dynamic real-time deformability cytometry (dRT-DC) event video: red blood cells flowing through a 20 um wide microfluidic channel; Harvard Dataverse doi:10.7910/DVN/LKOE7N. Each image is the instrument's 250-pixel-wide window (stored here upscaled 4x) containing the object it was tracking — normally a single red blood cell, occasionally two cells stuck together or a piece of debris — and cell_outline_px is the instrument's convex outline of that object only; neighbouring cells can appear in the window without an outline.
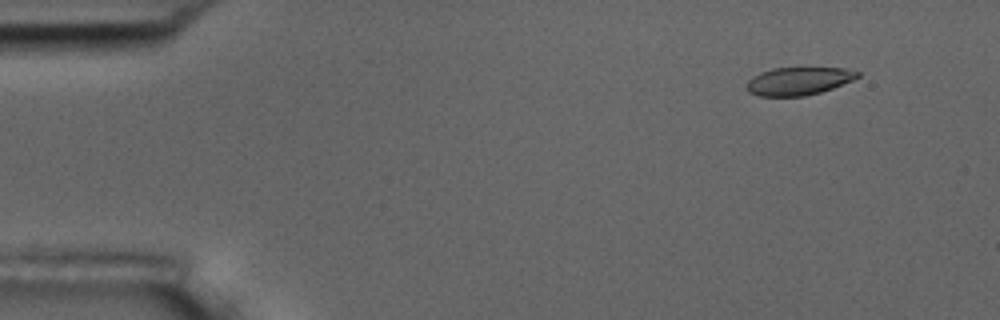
{"species": "common noctule bat (a hibernating species)", "species_latin": "Nyctalus noctula", "temperature_condition": "room temperature", "stored_images_in_passage": 55, "camera_frame_rate_fps": 3000, "um_per_image_px": 0.085, "animal": {"sex": "male", "body_mass_g": 17.5, "forearm_length_mm": 52.3}, "frame": {"image": 1, "passage_image": 6, "time_ms": 1.667, "image_size_px": [1000, 320], "cell_outline_px": [[860, 76], [852, 80], [832, 88], [820, 92], [804, 96], [760, 96], [748, 92], [744, 88], [744, 84], [752, 76], [760, 72], [772, 68], [844, 68], [860, 72]], "centroid_in_image_um": [67.81, 6.89], "position_along_channel_um": 17.2, "area_um2": 18.15}}
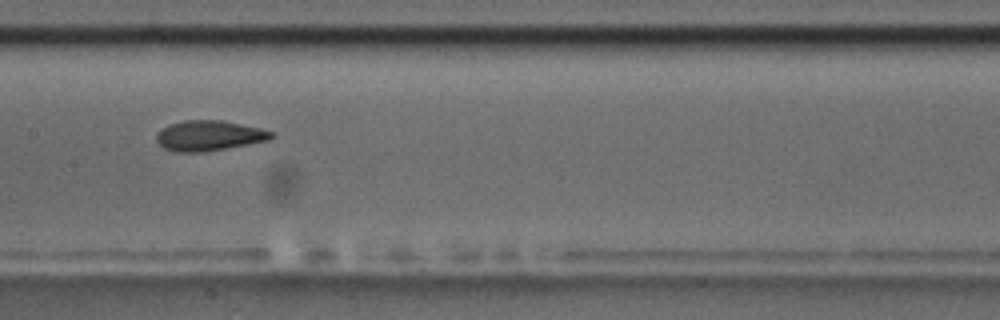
{"frame": {"image": 2, "passage_image": 28, "time_ms": 9.0, "image_size_px": [1000, 320], "cell_outline_px": [[276, 136], [268, 140], [248, 144], [204, 152], [176, 152], [164, 148], [156, 140], [156, 136], [160, 128], [168, 124], [184, 120], [220, 120], [260, 128], [272, 132]], "centroid_in_image_um": [17.73, 11.53], "position_along_channel_um": 189.7, "area_um2": 20.23}}
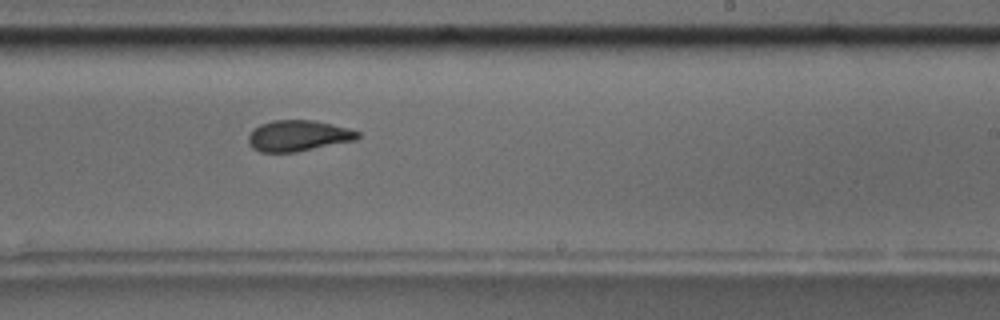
{"frame": {"image": 3, "passage_image": 34, "time_ms": 11.0, "image_size_px": [1000, 320], "cell_outline_px": [[360, 136], [356, 140], [296, 152], [260, 152], [252, 148], [248, 144], [248, 136], [260, 124], [272, 120], [312, 120], [332, 124], [348, 128], [360, 132]], "centroid_in_image_um": [25.35, 11.54], "position_along_channel_um": 263.7, "area_um2": 19.71}, "authors_computed_cell_mechanics": {"area_um2": 20.0566, "velocity_mm_per_s": 3.7164, "shape_relaxation_time_tau1_ms": 3.2915, "shape_relaxation_time_tau2_ms": 1.9148, "deformation_change_tau1": 0.1488, "deformation_change_tau2": 0.0876}}